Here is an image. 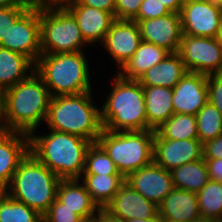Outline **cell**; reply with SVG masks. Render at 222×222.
I'll use <instances>...</instances> for the list:
<instances>
[{
    "label": "cell",
    "instance_id": "cell-45",
    "mask_svg": "<svg viewBox=\"0 0 222 222\" xmlns=\"http://www.w3.org/2000/svg\"><path fill=\"white\" fill-rule=\"evenodd\" d=\"M171 13H180L183 2L181 0H159Z\"/></svg>",
    "mask_w": 222,
    "mask_h": 222
},
{
    "label": "cell",
    "instance_id": "cell-21",
    "mask_svg": "<svg viewBox=\"0 0 222 222\" xmlns=\"http://www.w3.org/2000/svg\"><path fill=\"white\" fill-rule=\"evenodd\" d=\"M158 216L176 222L195 220L201 216L196 193L174 187L158 206Z\"/></svg>",
    "mask_w": 222,
    "mask_h": 222
},
{
    "label": "cell",
    "instance_id": "cell-8",
    "mask_svg": "<svg viewBox=\"0 0 222 222\" xmlns=\"http://www.w3.org/2000/svg\"><path fill=\"white\" fill-rule=\"evenodd\" d=\"M40 37L41 54L83 51L87 45L67 8L40 10Z\"/></svg>",
    "mask_w": 222,
    "mask_h": 222
},
{
    "label": "cell",
    "instance_id": "cell-4",
    "mask_svg": "<svg viewBox=\"0 0 222 222\" xmlns=\"http://www.w3.org/2000/svg\"><path fill=\"white\" fill-rule=\"evenodd\" d=\"M101 106L104 130L115 132L147 130L144 90L138 80L122 78L118 73Z\"/></svg>",
    "mask_w": 222,
    "mask_h": 222
},
{
    "label": "cell",
    "instance_id": "cell-36",
    "mask_svg": "<svg viewBox=\"0 0 222 222\" xmlns=\"http://www.w3.org/2000/svg\"><path fill=\"white\" fill-rule=\"evenodd\" d=\"M208 101L222 114V73L207 75Z\"/></svg>",
    "mask_w": 222,
    "mask_h": 222
},
{
    "label": "cell",
    "instance_id": "cell-9",
    "mask_svg": "<svg viewBox=\"0 0 222 222\" xmlns=\"http://www.w3.org/2000/svg\"><path fill=\"white\" fill-rule=\"evenodd\" d=\"M177 53L187 72L204 75L222 73V47L214 37L182 34Z\"/></svg>",
    "mask_w": 222,
    "mask_h": 222
},
{
    "label": "cell",
    "instance_id": "cell-26",
    "mask_svg": "<svg viewBox=\"0 0 222 222\" xmlns=\"http://www.w3.org/2000/svg\"><path fill=\"white\" fill-rule=\"evenodd\" d=\"M79 179L100 209H105L125 182L123 175L82 174Z\"/></svg>",
    "mask_w": 222,
    "mask_h": 222
},
{
    "label": "cell",
    "instance_id": "cell-5",
    "mask_svg": "<svg viewBox=\"0 0 222 222\" xmlns=\"http://www.w3.org/2000/svg\"><path fill=\"white\" fill-rule=\"evenodd\" d=\"M85 54L84 50L40 55L35 63V72L52 97L93 91Z\"/></svg>",
    "mask_w": 222,
    "mask_h": 222
},
{
    "label": "cell",
    "instance_id": "cell-47",
    "mask_svg": "<svg viewBox=\"0 0 222 222\" xmlns=\"http://www.w3.org/2000/svg\"><path fill=\"white\" fill-rule=\"evenodd\" d=\"M216 39L219 42L220 46L222 47V18H221V22H220V26H219V30H218V34H217Z\"/></svg>",
    "mask_w": 222,
    "mask_h": 222
},
{
    "label": "cell",
    "instance_id": "cell-20",
    "mask_svg": "<svg viewBox=\"0 0 222 222\" xmlns=\"http://www.w3.org/2000/svg\"><path fill=\"white\" fill-rule=\"evenodd\" d=\"M56 199L65 207L74 210L85 221H92L100 210L80 179H61Z\"/></svg>",
    "mask_w": 222,
    "mask_h": 222
},
{
    "label": "cell",
    "instance_id": "cell-25",
    "mask_svg": "<svg viewBox=\"0 0 222 222\" xmlns=\"http://www.w3.org/2000/svg\"><path fill=\"white\" fill-rule=\"evenodd\" d=\"M29 72V73H28ZM35 72V63L27 56L0 47V88L8 89Z\"/></svg>",
    "mask_w": 222,
    "mask_h": 222
},
{
    "label": "cell",
    "instance_id": "cell-34",
    "mask_svg": "<svg viewBox=\"0 0 222 222\" xmlns=\"http://www.w3.org/2000/svg\"><path fill=\"white\" fill-rule=\"evenodd\" d=\"M171 13L159 0H143L133 20H148Z\"/></svg>",
    "mask_w": 222,
    "mask_h": 222
},
{
    "label": "cell",
    "instance_id": "cell-38",
    "mask_svg": "<svg viewBox=\"0 0 222 222\" xmlns=\"http://www.w3.org/2000/svg\"><path fill=\"white\" fill-rule=\"evenodd\" d=\"M204 159H222V134L203 144Z\"/></svg>",
    "mask_w": 222,
    "mask_h": 222
},
{
    "label": "cell",
    "instance_id": "cell-43",
    "mask_svg": "<svg viewBox=\"0 0 222 222\" xmlns=\"http://www.w3.org/2000/svg\"><path fill=\"white\" fill-rule=\"evenodd\" d=\"M1 7L31 8L32 2L30 0H0Z\"/></svg>",
    "mask_w": 222,
    "mask_h": 222
},
{
    "label": "cell",
    "instance_id": "cell-14",
    "mask_svg": "<svg viewBox=\"0 0 222 222\" xmlns=\"http://www.w3.org/2000/svg\"><path fill=\"white\" fill-rule=\"evenodd\" d=\"M133 21L138 24L142 41L153 43L170 53L178 52L182 37L180 13Z\"/></svg>",
    "mask_w": 222,
    "mask_h": 222
},
{
    "label": "cell",
    "instance_id": "cell-44",
    "mask_svg": "<svg viewBox=\"0 0 222 222\" xmlns=\"http://www.w3.org/2000/svg\"><path fill=\"white\" fill-rule=\"evenodd\" d=\"M92 221L93 222H124V220L112 216L105 209H100Z\"/></svg>",
    "mask_w": 222,
    "mask_h": 222
},
{
    "label": "cell",
    "instance_id": "cell-48",
    "mask_svg": "<svg viewBox=\"0 0 222 222\" xmlns=\"http://www.w3.org/2000/svg\"><path fill=\"white\" fill-rule=\"evenodd\" d=\"M191 222H217V221L203 217V216H199L198 218H196L195 220Z\"/></svg>",
    "mask_w": 222,
    "mask_h": 222
},
{
    "label": "cell",
    "instance_id": "cell-29",
    "mask_svg": "<svg viewBox=\"0 0 222 222\" xmlns=\"http://www.w3.org/2000/svg\"><path fill=\"white\" fill-rule=\"evenodd\" d=\"M200 215L215 221L222 219V182H209L196 193Z\"/></svg>",
    "mask_w": 222,
    "mask_h": 222
},
{
    "label": "cell",
    "instance_id": "cell-35",
    "mask_svg": "<svg viewBox=\"0 0 222 222\" xmlns=\"http://www.w3.org/2000/svg\"><path fill=\"white\" fill-rule=\"evenodd\" d=\"M30 8L1 7L0 8V43L6 39L10 27Z\"/></svg>",
    "mask_w": 222,
    "mask_h": 222
},
{
    "label": "cell",
    "instance_id": "cell-15",
    "mask_svg": "<svg viewBox=\"0 0 222 222\" xmlns=\"http://www.w3.org/2000/svg\"><path fill=\"white\" fill-rule=\"evenodd\" d=\"M141 41L140 30L135 21L116 19L100 45L107 50L120 69L134 55Z\"/></svg>",
    "mask_w": 222,
    "mask_h": 222
},
{
    "label": "cell",
    "instance_id": "cell-18",
    "mask_svg": "<svg viewBox=\"0 0 222 222\" xmlns=\"http://www.w3.org/2000/svg\"><path fill=\"white\" fill-rule=\"evenodd\" d=\"M28 153L29 135L0 131V192L8 187L19 163Z\"/></svg>",
    "mask_w": 222,
    "mask_h": 222
},
{
    "label": "cell",
    "instance_id": "cell-2",
    "mask_svg": "<svg viewBox=\"0 0 222 222\" xmlns=\"http://www.w3.org/2000/svg\"><path fill=\"white\" fill-rule=\"evenodd\" d=\"M5 92L6 130L36 133L42 121L45 123L52 98L41 77L33 72Z\"/></svg>",
    "mask_w": 222,
    "mask_h": 222
},
{
    "label": "cell",
    "instance_id": "cell-16",
    "mask_svg": "<svg viewBox=\"0 0 222 222\" xmlns=\"http://www.w3.org/2000/svg\"><path fill=\"white\" fill-rule=\"evenodd\" d=\"M207 102V75L186 72L173 88L174 113L196 115Z\"/></svg>",
    "mask_w": 222,
    "mask_h": 222
},
{
    "label": "cell",
    "instance_id": "cell-10",
    "mask_svg": "<svg viewBox=\"0 0 222 222\" xmlns=\"http://www.w3.org/2000/svg\"><path fill=\"white\" fill-rule=\"evenodd\" d=\"M180 16L182 34L216 38L222 6L214 0H190L183 2Z\"/></svg>",
    "mask_w": 222,
    "mask_h": 222
},
{
    "label": "cell",
    "instance_id": "cell-22",
    "mask_svg": "<svg viewBox=\"0 0 222 222\" xmlns=\"http://www.w3.org/2000/svg\"><path fill=\"white\" fill-rule=\"evenodd\" d=\"M147 130H156L173 114V89L163 86L143 87Z\"/></svg>",
    "mask_w": 222,
    "mask_h": 222
},
{
    "label": "cell",
    "instance_id": "cell-31",
    "mask_svg": "<svg viewBox=\"0 0 222 222\" xmlns=\"http://www.w3.org/2000/svg\"><path fill=\"white\" fill-rule=\"evenodd\" d=\"M198 139L205 142L222 134V114L209 101L196 114Z\"/></svg>",
    "mask_w": 222,
    "mask_h": 222
},
{
    "label": "cell",
    "instance_id": "cell-49",
    "mask_svg": "<svg viewBox=\"0 0 222 222\" xmlns=\"http://www.w3.org/2000/svg\"><path fill=\"white\" fill-rule=\"evenodd\" d=\"M159 222H176V221H169L167 219H162V218L159 217Z\"/></svg>",
    "mask_w": 222,
    "mask_h": 222
},
{
    "label": "cell",
    "instance_id": "cell-32",
    "mask_svg": "<svg viewBox=\"0 0 222 222\" xmlns=\"http://www.w3.org/2000/svg\"><path fill=\"white\" fill-rule=\"evenodd\" d=\"M82 174L121 175L117 166L97 142L92 143L88 148Z\"/></svg>",
    "mask_w": 222,
    "mask_h": 222
},
{
    "label": "cell",
    "instance_id": "cell-39",
    "mask_svg": "<svg viewBox=\"0 0 222 222\" xmlns=\"http://www.w3.org/2000/svg\"><path fill=\"white\" fill-rule=\"evenodd\" d=\"M75 0H33L32 7L38 10L67 8Z\"/></svg>",
    "mask_w": 222,
    "mask_h": 222
},
{
    "label": "cell",
    "instance_id": "cell-11",
    "mask_svg": "<svg viewBox=\"0 0 222 222\" xmlns=\"http://www.w3.org/2000/svg\"><path fill=\"white\" fill-rule=\"evenodd\" d=\"M0 47L21 53L36 63L41 55L40 10L28 9L10 27Z\"/></svg>",
    "mask_w": 222,
    "mask_h": 222
},
{
    "label": "cell",
    "instance_id": "cell-46",
    "mask_svg": "<svg viewBox=\"0 0 222 222\" xmlns=\"http://www.w3.org/2000/svg\"><path fill=\"white\" fill-rule=\"evenodd\" d=\"M124 222H159V219H140V218H133V219H127Z\"/></svg>",
    "mask_w": 222,
    "mask_h": 222
},
{
    "label": "cell",
    "instance_id": "cell-12",
    "mask_svg": "<svg viewBox=\"0 0 222 222\" xmlns=\"http://www.w3.org/2000/svg\"><path fill=\"white\" fill-rule=\"evenodd\" d=\"M202 158L203 143L199 139H163L154 134L153 161L167 171Z\"/></svg>",
    "mask_w": 222,
    "mask_h": 222
},
{
    "label": "cell",
    "instance_id": "cell-50",
    "mask_svg": "<svg viewBox=\"0 0 222 222\" xmlns=\"http://www.w3.org/2000/svg\"><path fill=\"white\" fill-rule=\"evenodd\" d=\"M216 3H218L220 6H222V0H214Z\"/></svg>",
    "mask_w": 222,
    "mask_h": 222
},
{
    "label": "cell",
    "instance_id": "cell-42",
    "mask_svg": "<svg viewBox=\"0 0 222 222\" xmlns=\"http://www.w3.org/2000/svg\"><path fill=\"white\" fill-rule=\"evenodd\" d=\"M6 92L0 88V131L6 130Z\"/></svg>",
    "mask_w": 222,
    "mask_h": 222
},
{
    "label": "cell",
    "instance_id": "cell-3",
    "mask_svg": "<svg viewBox=\"0 0 222 222\" xmlns=\"http://www.w3.org/2000/svg\"><path fill=\"white\" fill-rule=\"evenodd\" d=\"M92 91L74 95L53 96L45 122L50 130L74 134L92 143L101 135V111Z\"/></svg>",
    "mask_w": 222,
    "mask_h": 222
},
{
    "label": "cell",
    "instance_id": "cell-7",
    "mask_svg": "<svg viewBox=\"0 0 222 222\" xmlns=\"http://www.w3.org/2000/svg\"><path fill=\"white\" fill-rule=\"evenodd\" d=\"M154 130H102L97 143L106 151L125 178L153 162Z\"/></svg>",
    "mask_w": 222,
    "mask_h": 222
},
{
    "label": "cell",
    "instance_id": "cell-24",
    "mask_svg": "<svg viewBox=\"0 0 222 222\" xmlns=\"http://www.w3.org/2000/svg\"><path fill=\"white\" fill-rule=\"evenodd\" d=\"M187 72L178 53H170L158 65L147 70L139 79L142 87L163 86L174 88Z\"/></svg>",
    "mask_w": 222,
    "mask_h": 222
},
{
    "label": "cell",
    "instance_id": "cell-17",
    "mask_svg": "<svg viewBox=\"0 0 222 222\" xmlns=\"http://www.w3.org/2000/svg\"><path fill=\"white\" fill-rule=\"evenodd\" d=\"M112 216L127 219H159L158 206L134 190L126 181L105 207Z\"/></svg>",
    "mask_w": 222,
    "mask_h": 222
},
{
    "label": "cell",
    "instance_id": "cell-28",
    "mask_svg": "<svg viewBox=\"0 0 222 222\" xmlns=\"http://www.w3.org/2000/svg\"><path fill=\"white\" fill-rule=\"evenodd\" d=\"M155 133L163 139H198L196 115L174 113Z\"/></svg>",
    "mask_w": 222,
    "mask_h": 222
},
{
    "label": "cell",
    "instance_id": "cell-41",
    "mask_svg": "<svg viewBox=\"0 0 222 222\" xmlns=\"http://www.w3.org/2000/svg\"><path fill=\"white\" fill-rule=\"evenodd\" d=\"M210 180L222 182V159H205Z\"/></svg>",
    "mask_w": 222,
    "mask_h": 222
},
{
    "label": "cell",
    "instance_id": "cell-6",
    "mask_svg": "<svg viewBox=\"0 0 222 222\" xmlns=\"http://www.w3.org/2000/svg\"><path fill=\"white\" fill-rule=\"evenodd\" d=\"M60 180L29 152L19 163L4 192L43 216L56 199Z\"/></svg>",
    "mask_w": 222,
    "mask_h": 222
},
{
    "label": "cell",
    "instance_id": "cell-27",
    "mask_svg": "<svg viewBox=\"0 0 222 222\" xmlns=\"http://www.w3.org/2000/svg\"><path fill=\"white\" fill-rule=\"evenodd\" d=\"M173 186L189 192H199L210 180L205 159L186 163L170 171Z\"/></svg>",
    "mask_w": 222,
    "mask_h": 222
},
{
    "label": "cell",
    "instance_id": "cell-23",
    "mask_svg": "<svg viewBox=\"0 0 222 222\" xmlns=\"http://www.w3.org/2000/svg\"><path fill=\"white\" fill-rule=\"evenodd\" d=\"M169 54L170 52L164 48L141 41L134 55L116 72L122 78L138 80L147 70L158 65Z\"/></svg>",
    "mask_w": 222,
    "mask_h": 222
},
{
    "label": "cell",
    "instance_id": "cell-13",
    "mask_svg": "<svg viewBox=\"0 0 222 222\" xmlns=\"http://www.w3.org/2000/svg\"><path fill=\"white\" fill-rule=\"evenodd\" d=\"M125 181L147 200L159 206L174 188L171 173L154 161L130 173Z\"/></svg>",
    "mask_w": 222,
    "mask_h": 222
},
{
    "label": "cell",
    "instance_id": "cell-1",
    "mask_svg": "<svg viewBox=\"0 0 222 222\" xmlns=\"http://www.w3.org/2000/svg\"><path fill=\"white\" fill-rule=\"evenodd\" d=\"M92 142L74 134L49 130L29 135V152L60 179H79Z\"/></svg>",
    "mask_w": 222,
    "mask_h": 222
},
{
    "label": "cell",
    "instance_id": "cell-37",
    "mask_svg": "<svg viewBox=\"0 0 222 222\" xmlns=\"http://www.w3.org/2000/svg\"><path fill=\"white\" fill-rule=\"evenodd\" d=\"M143 0H115V19L133 20Z\"/></svg>",
    "mask_w": 222,
    "mask_h": 222
},
{
    "label": "cell",
    "instance_id": "cell-33",
    "mask_svg": "<svg viewBox=\"0 0 222 222\" xmlns=\"http://www.w3.org/2000/svg\"><path fill=\"white\" fill-rule=\"evenodd\" d=\"M43 222H86L80 215L74 212L57 199L50 205L42 216Z\"/></svg>",
    "mask_w": 222,
    "mask_h": 222
},
{
    "label": "cell",
    "instance_id": "cell-40",
    "mask_svg": "<svg viewBox=\"0 0 222 222\" xmlns=\"http://www.w3.org/2000/svg\"><path fill=\"white\" fill-rule=\"evenodd\" d=\"M78 4L87 5L93 8L110 12L114 15L115 0H75Z\"/></svg>",
    "mask_w": 222,
    "mask_h": 222
},
{
    "label": "cell",
    "instance_id": "cell-30",
    "mask_svg": "<svg viewBox=\"0 0 222 222\" xmlns=\"http://www.w3.org/2000/svg\"><path fill=\"white\" fill-rule=\"evenodd\" d=\"M0 222H43V219L39 212L1 191Z\"/></svg>",
    "mask_w": 222,
    "mask_h": 222
},
{
    "label": "cell",
    "instance_id": "cell-19",
    "mask_svg": "<svg viewBox=\"0 0 222 222\" xmlns=\"http://www.w3.org/2000/svg\"><path fill=\"white\" fill-rule=\"evenodd\" d=\"M67 9L77 20L81 34L89 46H95L93 45L95 43L102 44L105 35L116 20L110 12L81 5L76 1L69 5Z\"/></svg>",
    "mask_w": 222,
    "mask_h": 222
}]
</instances>
